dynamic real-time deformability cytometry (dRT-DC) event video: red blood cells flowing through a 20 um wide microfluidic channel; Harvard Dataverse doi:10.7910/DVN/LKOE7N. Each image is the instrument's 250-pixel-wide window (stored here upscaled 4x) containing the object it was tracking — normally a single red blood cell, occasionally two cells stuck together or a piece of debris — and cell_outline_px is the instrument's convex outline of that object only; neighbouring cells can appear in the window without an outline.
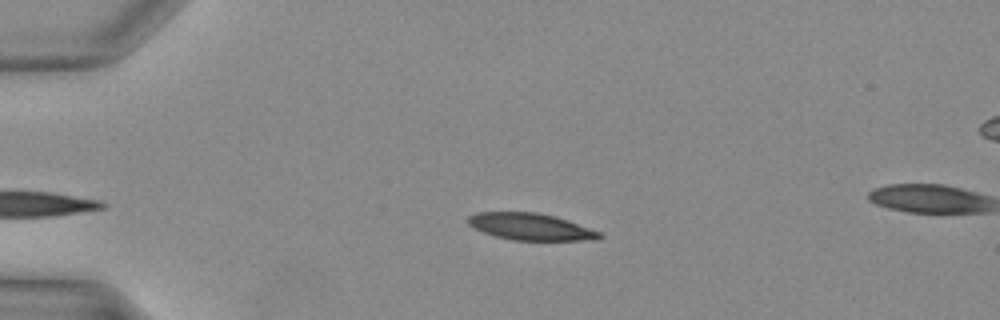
{"species": "Egyptian fruit bat (a non-hibernating species)", "species_latin": "Rousettus aegyptiacus", "temperature_condition": "warm", "stored_images_in_passage": 6, "camera_frame_rate_fps": 3000, "um_per_image_px": 0.085, "animal": {"sex": "female"}, "frame": {"image": 1, "passage_image": 2, "time_ms": 0.333, "image_size_px": [1000, 320], "cell_outline_px": [[604, 236], [596, 240], [512, 240], [496, 236], [484, 232], [468, 224], [464, 220], [468, 216], [476, 212], [536, 212], [556, 216], [568, 220], [600, 232]], "centroid_in_image_um": [45.09, 19.26], "position_along_channel_um": 39.9, "area_um2": 20.58}}